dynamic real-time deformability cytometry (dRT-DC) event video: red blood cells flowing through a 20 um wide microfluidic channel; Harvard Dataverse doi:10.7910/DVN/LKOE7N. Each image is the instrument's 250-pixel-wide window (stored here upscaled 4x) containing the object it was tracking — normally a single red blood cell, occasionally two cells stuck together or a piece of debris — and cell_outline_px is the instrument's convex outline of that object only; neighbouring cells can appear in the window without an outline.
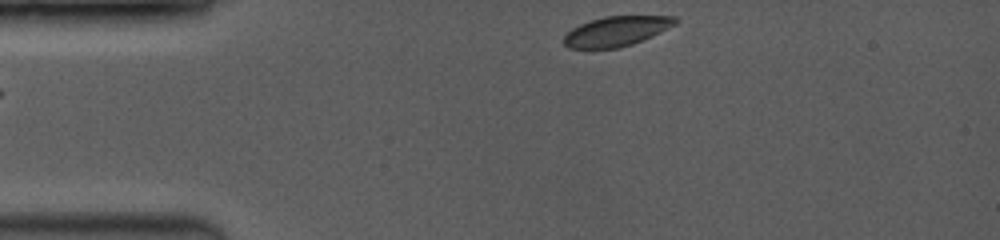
{"species": "common noctule bat (a hibernating species)", "species_latin": "Nyctalus noctula", "temperature_condition": "room temperature", "stored_images_in_passage": 13, "camera_frame_rate_fps": 3500, "um_per_image_px": 0.085, "animal": {"sex": "female", "body_mass_g": 19.0, "forearm_length_mm": 53.3}, "frame": {"image": 1, "passage_image": 1, "time_ms": 0.0, "image_size_px": [1000, 240], "cell_outline_px": [[676, 24], [632, 44], [620, 48], [568, 48], [564, 44], [564, 36], [572, 28], [580, 24], [604, 16], [672, 16], [676, 20]], "centroid_in_image_um": [52.34, 2.66], "position_along_channel_um": 32.7, "area_um2": 18.96}}